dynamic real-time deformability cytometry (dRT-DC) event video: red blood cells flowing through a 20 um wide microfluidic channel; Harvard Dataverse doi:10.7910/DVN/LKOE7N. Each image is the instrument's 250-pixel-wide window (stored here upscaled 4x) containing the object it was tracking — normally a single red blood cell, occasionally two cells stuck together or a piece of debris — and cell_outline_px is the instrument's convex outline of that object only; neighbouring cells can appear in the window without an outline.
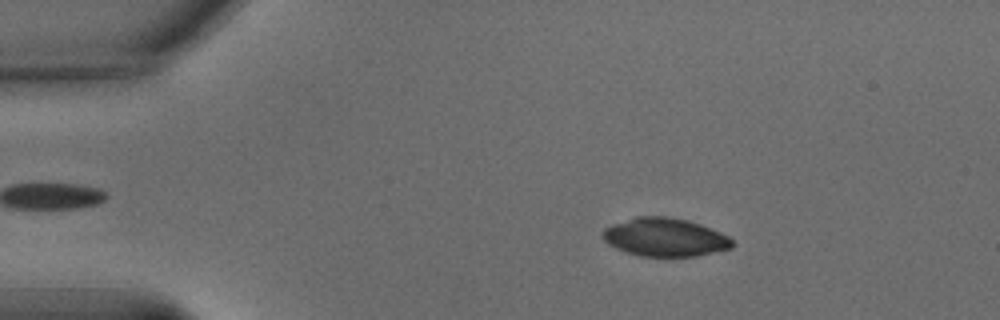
{"species": "common noctule bat (a hibernating species)", "species_latin": "Nyctalus noctula", "temperature_condition": "warm", "stored_images_in_passage": 55, "camera_frame_rate_fps": 3000, "um_per_image_px": 0.085, "animal": {"sex": "male", "body_mass_g": 15.6}, "frame": {"image": 1, "passage_image": 9, "time_ms": 2.667, "image_size_px": [1000, 320], "cell_outline_px": [[736, 244], [732, 248], [696, 256], [640, 256], [616, 248], [608, 244], [600, 236], [604, 228], [612, 224], [636, 216], [668, 216], [688, 220], [700, 224], [720, 232], [728, 236]], "centroid_in_image_um": [56.51, 20.16], "position_along_channel_um": 28.5, "area_um2": 29.07}}
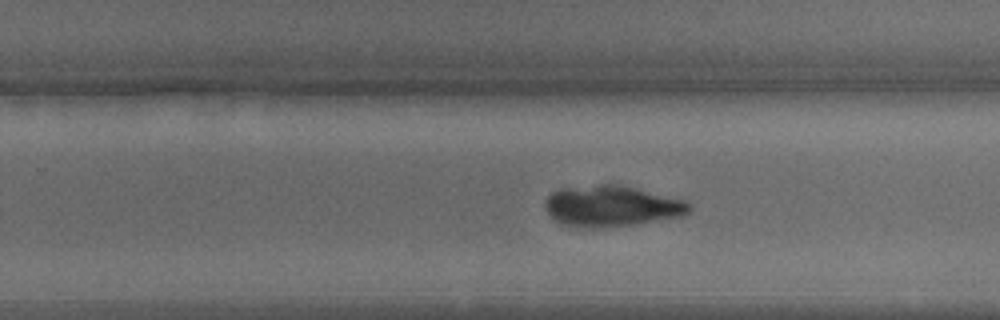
{"frame": {"image": 2, "passage_image": 35, "time_ms": 11.333, "image_size_px": [1000, 320], "cell_outline_px": [[692, 208], [684, 216], [640, 224], [592, 228], [584, 228], [560, 224], [544, 208], [544, 200], [552, 192], [560, 188], [600, 184], [616, 184], [684, 200], [692, 204]], "centroid_in_image_um": [51.97, 17.53], "position_along_channel_um": 277.8, "area_um2": 34.56}}
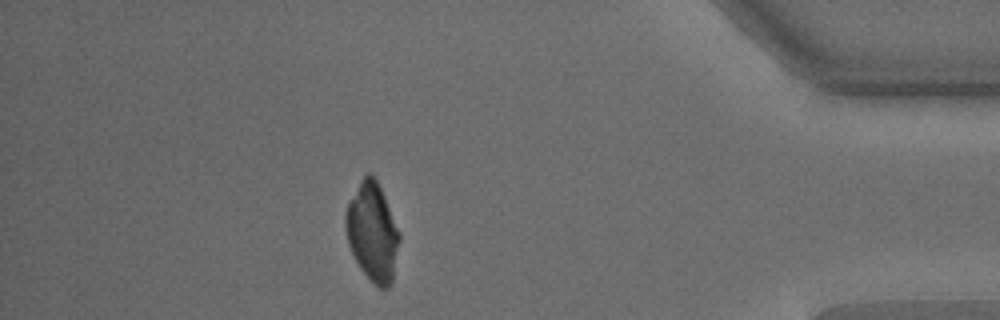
{"frame": {"image": 3, "passage_image": 49, "time_ms": 16.0, "image_size_px": [1000, 320], "cell_outline_px": [[400, 240], [392, 280], [388, 288], [380, 288], [360, 268], [348, 244], [344, 224], [344, 216], [348, 204], [360, 180], [368, 172], [372, 172], [384, 196], [400, 232]], "centroid_in_image_um": [31.65, 19.69], "position_along_channel_um": 403.5, "area_um2": 30.46}}